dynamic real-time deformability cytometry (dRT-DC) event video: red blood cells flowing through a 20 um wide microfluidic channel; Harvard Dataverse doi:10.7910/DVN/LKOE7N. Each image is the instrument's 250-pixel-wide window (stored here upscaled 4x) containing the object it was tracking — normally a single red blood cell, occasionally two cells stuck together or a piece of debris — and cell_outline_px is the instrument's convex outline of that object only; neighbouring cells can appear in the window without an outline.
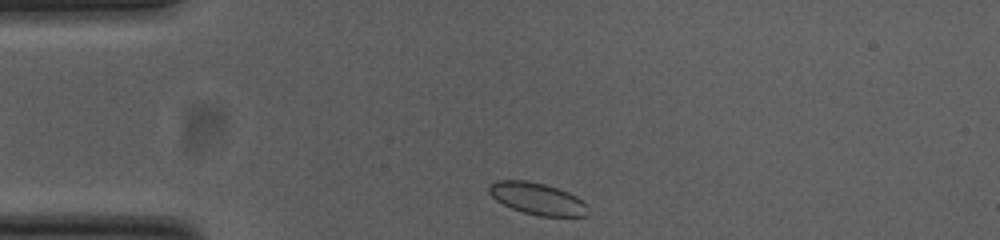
{"species": "common noctule bat (a hibernating species)", "species_latin": "Nyctalus noctula", "temperature_condition": "cold", "stored_images_in_passage": 34, "camera_frame_rate_fps": 3000, "um_per_image_px": 0.085, "animal": {"sex": "female", "body_mass_g": 23.0, "forearm_length_mm": 53.4}, "frame": {"image": 1, "passage_image": 1, "time_ms": 0.0, "image_size_px": [1000, 240], "cell_outline_px": [[584, 216], [540, 216], [524, 212], [512, 208], [496, 200], [488, 192], [488, 188], [496, 180], [524, 180], [544, 184], [568, 192], [584, 200]], "centroid_in_image_um": [45.62, 16.87], "position_along_channel_um": 39.4, "area_um2": 17.92}}
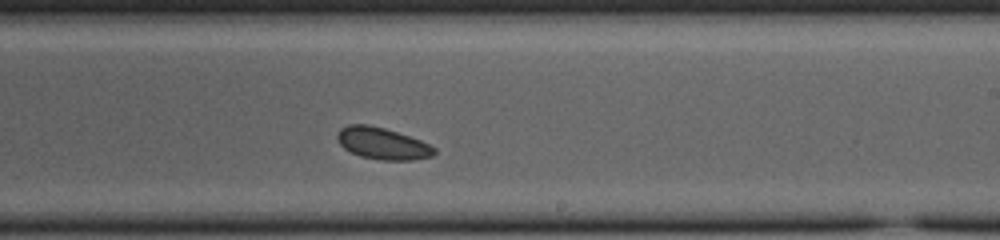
{"frame": {"image": 2, "passage_image": 21, "time_ms": 6.667, "image_size_px": [1000, 240], "cell_outline_px": [[436, 152], [432, 156], [412, 160], [380, 160], [360, 156], [344, 148], [336, 140], [336, 136], [340, 128], [348, 124], [368, 124], [384, 128], [420, 140], [436, 148]], "centroid_in_image_um": [32.48, 12.19], "position_along_channel_um": 256.5, "area_um2": 17.92}}
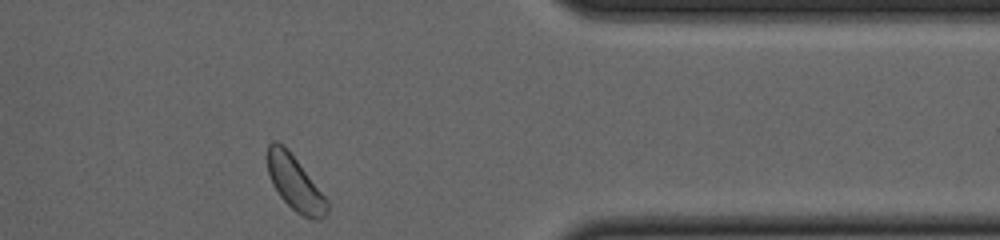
{"frame": {"image": 3, "passage_image": 33, "time_ms": 10.667, "image_size_px": [1000, 240], "cell_outline_px": [[328, 212], [320, 220], [312, 220], [296, 212], [280, 196], [272, 184], [268, 172], [268, 144], [272, 140], [276, 140], [296, 160], [328, 200]], "centroid_in_image_um": [25.08, 15.62], "position_along_channel_um": 386.3, "area_um2": 18.44}, "authors_computed_cell_mechanics": {"area_um2": 18.0914, "velocity_mm_per_s": 3.7043, "shape_relaxation_time_tau1_ms": 1.3764, "shape_relaxation_time_tau2_ms": null, "deformation_change_tau1": 0.0437, "deformation_change_tau2": null}}